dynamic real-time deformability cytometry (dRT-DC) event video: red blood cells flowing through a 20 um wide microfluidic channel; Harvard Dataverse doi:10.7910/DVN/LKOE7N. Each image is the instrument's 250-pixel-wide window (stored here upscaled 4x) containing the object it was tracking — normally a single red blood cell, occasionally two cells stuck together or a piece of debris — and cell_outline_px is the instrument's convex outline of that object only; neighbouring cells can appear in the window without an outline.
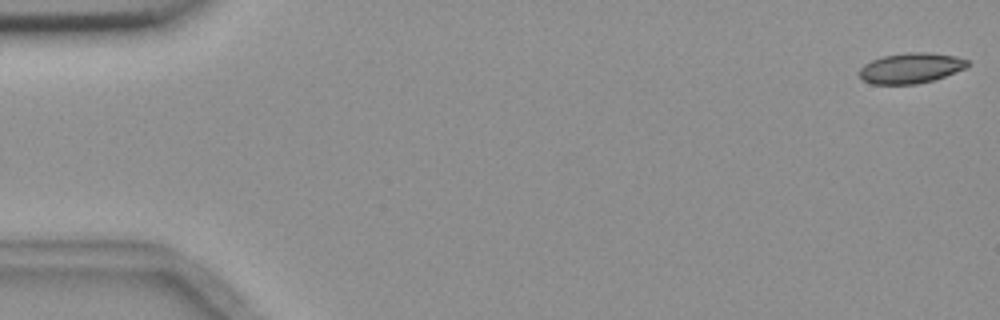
{"species": "common noctule bat (a hibernating species)", "species_latin": "Nyctalus noctula", "temperature_condition": "room temperature", "stored_images_in_passage": 5, "camera_frame_rate_fps": 3000, "um_per_image_px": 0.085, "animal": {"sex": "female", "body_mass_g": 18.4}, "frame": {"image": 1, "passage_image": 1, "time_ms": 0.0, "image_size_px": [1000, 320], "cell_outline_px": [[968, 64], [964, 68], [944, 76], [932, 80], [916, 84], [872, 84], [864, 80], [860, 76], [860, 68], [864, 64], [872, 60], [884, 56], [908, 52], [928, 52], [956, 56], [968, 60]], "centroid_in_image_um": [77.4, 5.78], "position_along_channel_um": 7.6, "area_um2": 18.9}}
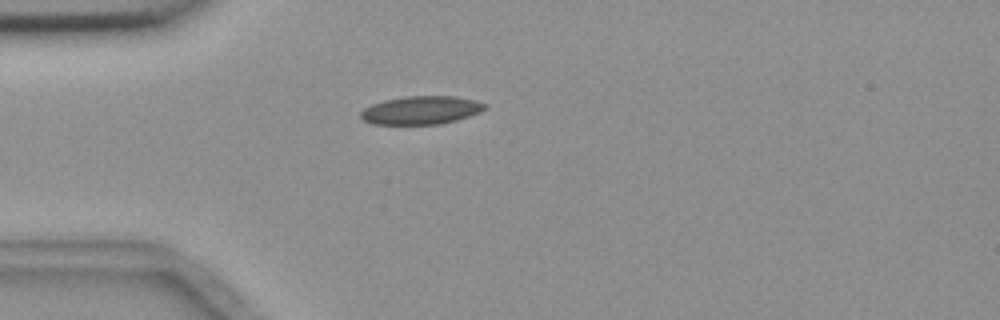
{"frame": {"image": 2, "passage_image": 5, "time_ms": 4.667, "image_size_px": [1000, 320], "cell_outline_px": [[488, 104], [480, 112], [456, 120], [440, 124], [372, 124], [364, 120], [360, 116], [360, 112], [364, 108], [372, 104], [384, 100], [404, 96], [452, 96], [472, 100]], "centroid_in_image_um": [35.75, 9.36], "position_along_channel_um": 49.2, "area_um2": 20.29}}